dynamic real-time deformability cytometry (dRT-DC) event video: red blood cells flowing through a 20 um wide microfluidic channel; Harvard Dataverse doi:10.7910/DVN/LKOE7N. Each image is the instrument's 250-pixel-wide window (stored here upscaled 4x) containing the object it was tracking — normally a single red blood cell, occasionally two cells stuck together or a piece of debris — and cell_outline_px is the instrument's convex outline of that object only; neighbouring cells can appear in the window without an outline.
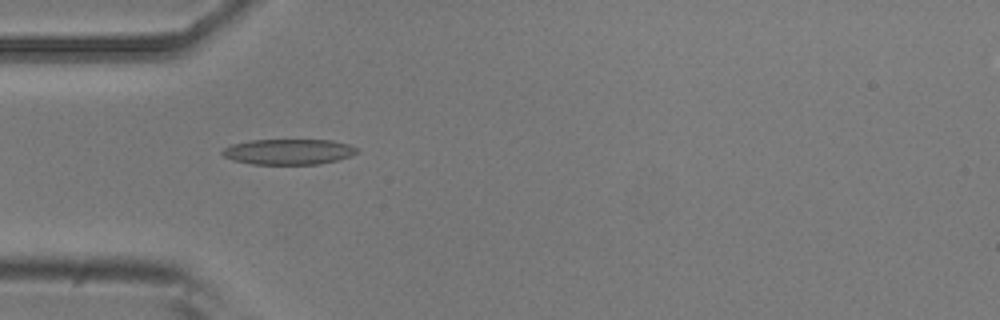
{"species": "common noctule bat (a hibernating species)", "species_latin": "Nyctalus noctula", "temperature_condition": "room temperature", "stored_images_in_passage": 5, "camera_frame_rate_fps": 3000, "um_per_image_px": 0.085, "animal": {"sex": "male", "body_mass_g": 20.5, "forearm_length_mm": 52.5}, "frame": {"image": 1, "passage_image": 3, "time_ms": 0.667, "image_size_px": [1000, 320], "cell_outline_px": [[360, 152], [336, 160], [320, 164], [252, 164], [232, 160], [224, 156], [220, 152], [224, 148], [232, 144], [252, 140], [332, 140], [348, 144], [356, 148]], "centroid_in_image_um": [24.51, 12.9], "position_along_channel_um": 60.5, "area_um2": 19.94}}
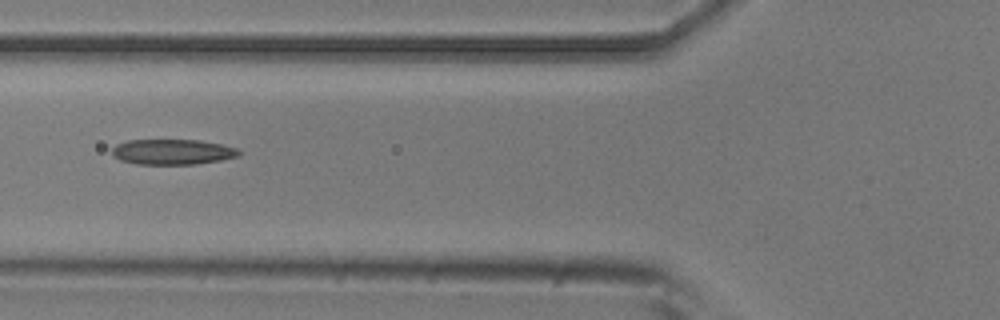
{"frame": {"image": 2, "passage_image": 4, "time_ms": 1.0, "image_size_px": [1000, 320], "cell_outline_px": [[240, 156], [220, 160], [196, 164], [136, 164], [120, 160], [112, 156], [112, 148], [116, 144], [128, 140], [200, 140], [220, 144], [236, 148], [240, 152]], "centroid_in_image_um": [14.63, 12.91], "position_along_channel_um": 111.2, "area_um2": 18.79}}
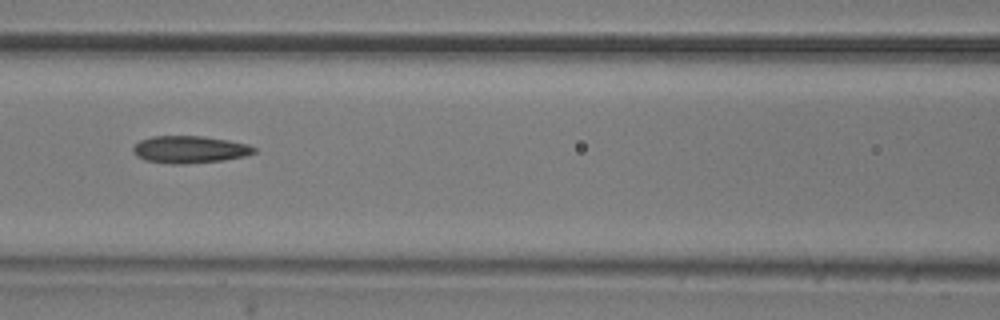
{"frame": {"image": 3, "passage_image": 5, "time_ms": 1.333, "image_size_px": [1000, 320], "cell_outline_px": [[256, 152], [244, 156], [224, 160], [184, 164], [172, 164], [144, 160], [136, 156], [132, 152], [132, 148], [140, 140], [152, 136], [204, 136], [228, 140], [248, 144], [256, 148]], "centroid_in_image_um": [16.1, 12.7], "position_along_channel_um": 150.5, "area_um2": 19.31}}